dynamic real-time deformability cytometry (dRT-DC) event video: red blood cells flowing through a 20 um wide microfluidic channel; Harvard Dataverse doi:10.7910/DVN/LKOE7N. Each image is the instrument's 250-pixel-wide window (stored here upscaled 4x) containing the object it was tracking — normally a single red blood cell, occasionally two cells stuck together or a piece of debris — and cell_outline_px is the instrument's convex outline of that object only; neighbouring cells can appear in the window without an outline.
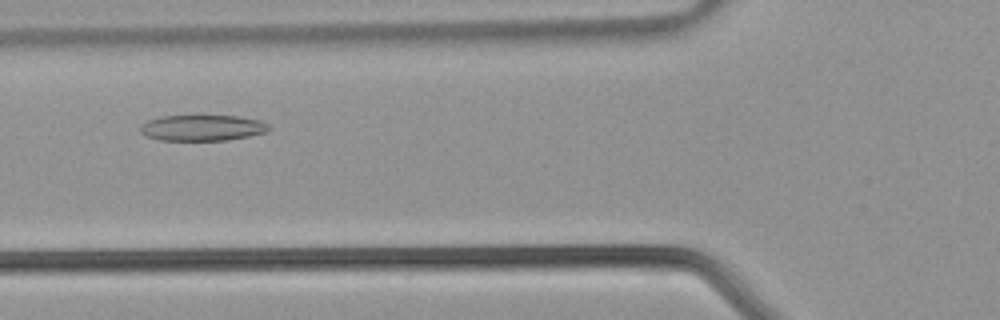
{"species": "common noctule bat (a hibernating species)", "species_latin": "Nyctalus noctula", "temperature_condition": "warm", "stored_images_in_passage": 33, "camera_frame_rate_fps": 3000, "um_per_image_px": 0.085, "animal": {"sex": "male", "body_mass_g": 21.5, "forearm_length_mm": 52.0}, "frame": {"image": 1, "passage_image": 9, "time_ms": 2.667, "image_size_px": [1000, 320], "cell_outline_px": [[272, 128], [264, 132], [248, 136], [228, 140], [160, 140], [144, 136], [140, 132], [140, 124], [148, 120], [160, 116], [240, 116], [260, 120], [268, 124]], "centroid_in_image_um": [17.17, 10.86], "position_along_channel_um": 108.6, "area_um2": 19.48}}
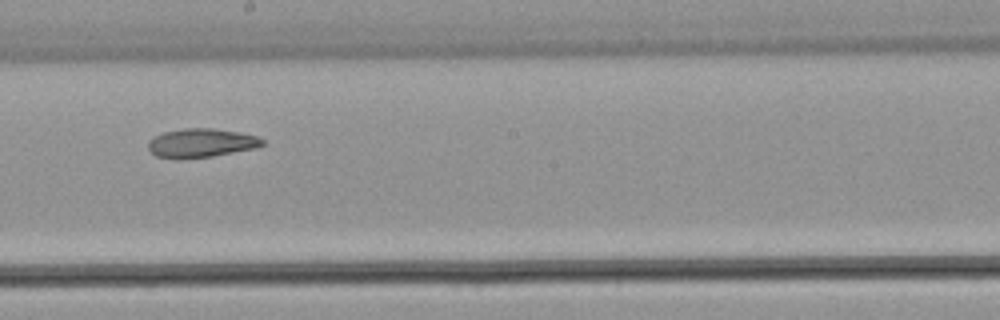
{"frame": {"image": 2, "passage_image": 16, "time_ms": 5.0, "image_size_px": [1000, 320], "cell_outline_px": [[264, 144], [256, 148], [212, 156], [156, 156], [148, 148], [148, 140], [164, 132], [184, 128], [212, 128], [240, 132], [256, 136], [264, 140]], "centroid_in_image_um": [17.16, 12.11], "position_along_channel_um": 231.0, "area_um2": 18.5}}
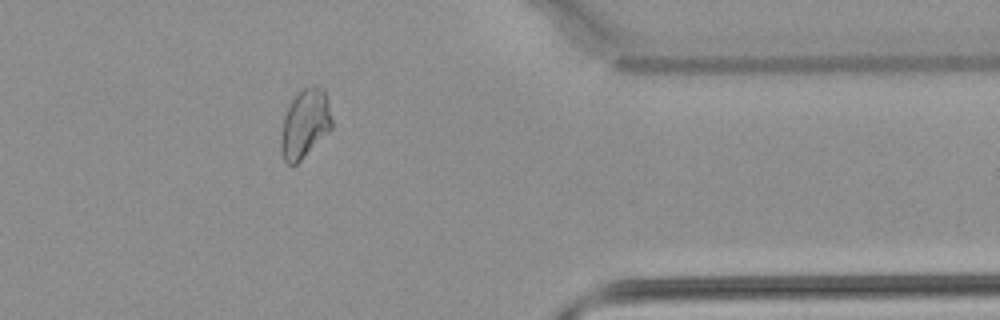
{"frame": {"image": 3, "passage_image": 26, "time_ms": 8.333, "image_size_px": [1000, 320], "cell_outline_px": [[332, 128], [292, 168], [284, 160], [280, 148], [280, 140], [284, 116], [292, 100], [304, 88], [312, 84], [316, 84], [324, 88], [328, 100], [332, 120]], "centroid_in_image_um": [25.92, 10.5], "position_along_channel_um": 385.5, "area_um2": 20.35}}